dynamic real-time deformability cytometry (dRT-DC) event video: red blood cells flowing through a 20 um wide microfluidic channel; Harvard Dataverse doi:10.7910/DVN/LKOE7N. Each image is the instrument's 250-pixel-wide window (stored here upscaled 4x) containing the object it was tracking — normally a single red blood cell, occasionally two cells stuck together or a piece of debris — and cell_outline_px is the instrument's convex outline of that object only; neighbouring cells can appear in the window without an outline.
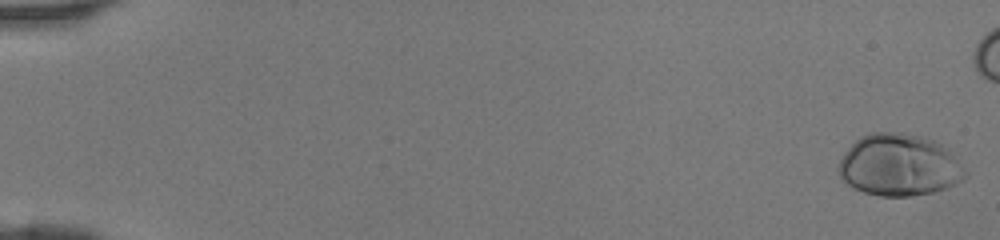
{"species": "human", "species_latin": "Homo sapiens", "temperature_condition": "room temperature", "stored_images_in_passage": 42, "camera_frame_rate_fps": 3000, "um_per_image_px": 0.085, "donor": {"sex": "female"}, "frame": {"image": 1, "passage_image": 1, "time_ms": 0.0, "image_size_px": [1000, 240], "cell_outline_px": [[968, 176], [964, 180], [948, 188], [932, 192], [912, 196], [880, 196], [864, 192], [840, 180], [840, 160], [844, 152], [860, 136], [868, 132], [904, 132], [924, 136], [940, 144], [968, 172]], "centroid_in_image_um": [76.43, 14.03], "position_along_channel_um": 8.6, "area_um2": 45.66}}
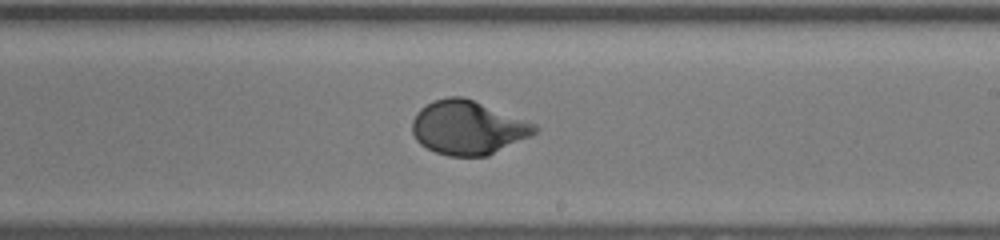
{"frame": {"image": 2, "passage_image": 29, "time_ms": 9.333, "image_size_px": [1000, 240], "cell_outline_px": [[540, 128], [532, 136], [488, 156], [448, 156], [436, 152], [420, 144], [416, 140], [412, 132], [412, 120], [416, 112], [420, 108], [432, 100], [448, 96], [464, 96], [536, 124]], "centroid_in_image_um": [39.77, 10.84], "position_along_channel_um": 249.2, "area_um2": 38.78}}
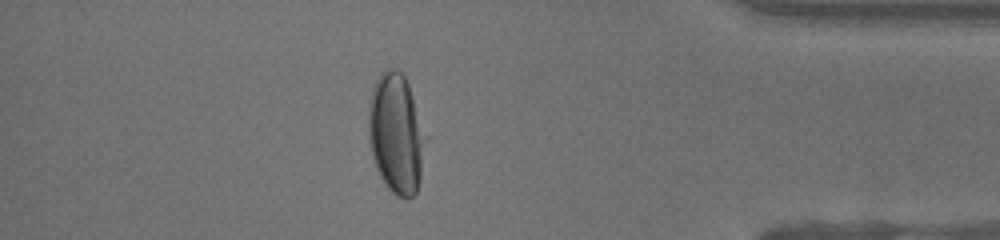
{"frame": {"image": 3, "passage_image": 41, "time_ms": 13.333, "image_size_px": [1000, 240], "cell_outline_px": [[428, 136], [420, 180], [416, 192], [408, 200], [404, 200], [396, 196], [384, 184], [376, 168], [372, 156], [368, 140], [368, 100], [372, 88], [380, 72], [388, 68], [396, 68], [404, 72]], "centroid_in_image_um": [33.68, 11.34], "position_along_channel_um": 401.5, "area_um2": 41.27}}